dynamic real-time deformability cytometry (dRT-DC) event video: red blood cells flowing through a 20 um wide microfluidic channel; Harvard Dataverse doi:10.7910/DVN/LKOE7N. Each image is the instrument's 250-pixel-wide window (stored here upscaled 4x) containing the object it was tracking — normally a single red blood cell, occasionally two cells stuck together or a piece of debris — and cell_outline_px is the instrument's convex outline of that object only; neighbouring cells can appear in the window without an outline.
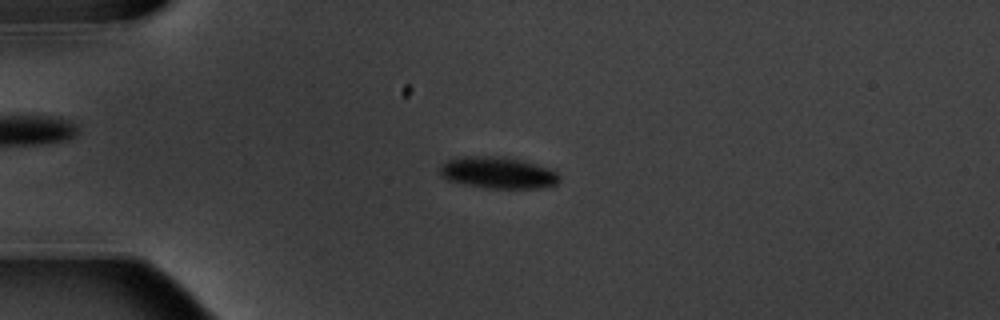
{"species": "common noctule bat (a hibernating species)", "species_latin": "Nyctalus noctula", "temperature_condition": "warm", "stored_images_in_passage": 9, "camera_frame_rate_fps": 3000, "um_per_image_px": 0.085, "animal": {"sex": "male", "body_mass_g": 20.1, "forearm_length_mm": 53.5}, "frame": {"image": 1, "passage_image": 3, "time_ms": 2.333, "image_size_px": [1000, 320], "cell_outline_px": [[560, 180], [556, 184], [544, 188], [484, 188], [464, 184], [448, 180], [440, 176], [440, 168], [448, 160], [464, 156], [492, 156], [516, 160], [556, 168], [560, 176]], "centroid_in_image_um": [42.38, 14.7], "position_along_channel_um": 42.6, "area_um2": 22.02}}
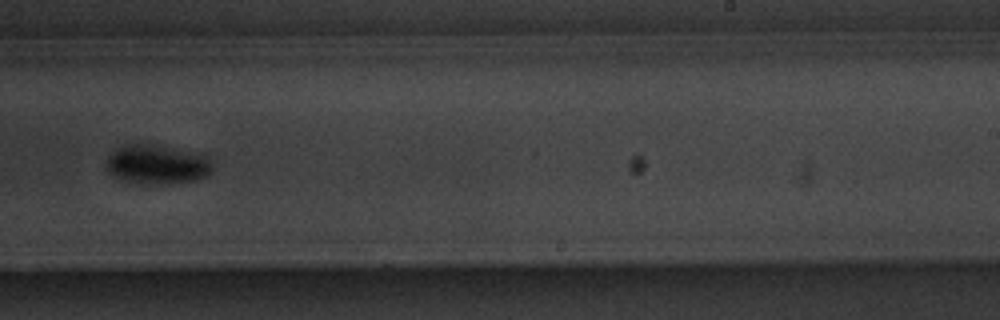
{"frame": {"image": 2, "passage_image": 9, "time_ms": 9.667, "image_size_px": [1000, 320], "cell_outline_px": [[212, 172], [208, 176], [200, 180], [156, 184], [140, 184], [120, 180], [112, 176], [104, 168], [104, 164], [108, 156], [112, 152], [124, 144], [148, 144], [208, 156], [212, 164]], "centroid_in_image_um": [13.29, 14.01], "position_along_channel_um": 275.7, "area_um2": 24.45}}